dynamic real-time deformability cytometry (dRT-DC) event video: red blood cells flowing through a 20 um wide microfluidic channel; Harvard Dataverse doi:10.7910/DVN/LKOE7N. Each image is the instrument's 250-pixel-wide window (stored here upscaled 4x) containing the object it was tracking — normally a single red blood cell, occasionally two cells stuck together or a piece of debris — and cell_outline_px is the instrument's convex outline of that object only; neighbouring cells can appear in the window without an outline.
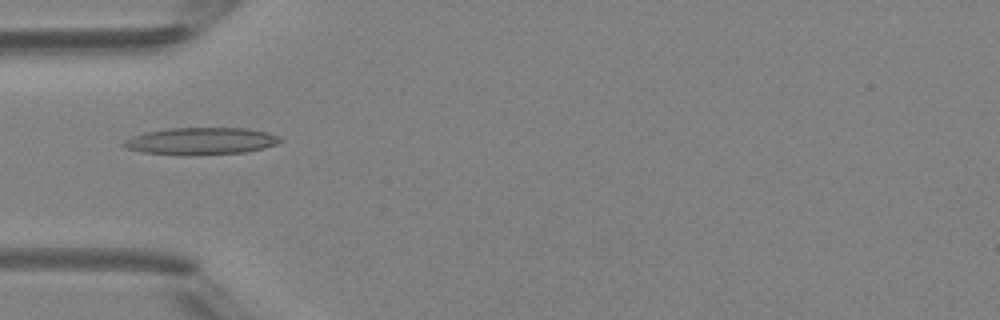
{"species": "Egyptian fruit bat (a non-hibernating species)", "species_latin": "Rousettus aegyptiacus", "temperature_condition": "room temperature", "stored_images_in_passage": 1, "camera_frame_rate_fps": 3000, "um_per_image_px": 0.085, "animal": {"sex": "female"}, "frame": {"image": 1, "passage_image": 1, "time_ms": 0.0, "image_size_px": [1000, 320], "cell_outline_px": [[280, 140], [276, 144], [264, 148], [244, 152], [192, 156], [184, 156], [144, 152], [128, 148], [120, 144], [124, 140], [132, 136], [144, 132], [168, 128], [244, 128], [268, 132], [280, 136]], "centroid_in_image_um": [17.06, 12.0], "position_along_channel_um": 67.9, "area_um2": 24.91}}